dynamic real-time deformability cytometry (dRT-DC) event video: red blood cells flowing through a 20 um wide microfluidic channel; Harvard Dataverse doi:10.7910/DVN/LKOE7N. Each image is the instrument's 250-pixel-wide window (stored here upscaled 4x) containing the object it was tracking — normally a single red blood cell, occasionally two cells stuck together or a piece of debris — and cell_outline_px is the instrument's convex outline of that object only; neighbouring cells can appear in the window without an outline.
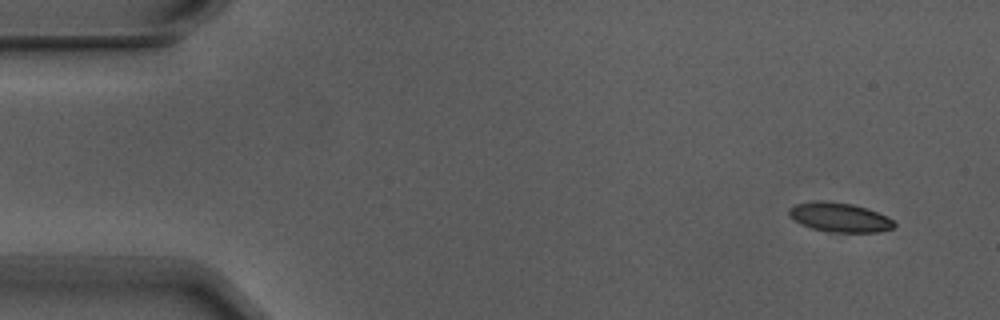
{"species": "Egyptian fruit bat (a non-hibernating species)", "species_latin": "Rousettus aegyptiacus", "temperature_condition": "warm", "stored_images_in_passage": 6, "camera_frame_rate_fps": 3000, "um_per_image_px": 0.085, "animal": {"sex": "male"}, "frame": {"image": 1, "passage_image": 1, "time_ms": 0.0, "image_size_px": [1000, 320], "cell_outline_px": [[896, 224], [892, 228], [880, 232], [828, 232], [812, 228], [800, 224], [788, 216], [788, 208], [796, 204], [852, 204], [868, 208], [888, 216]], "centroid_in_image_um": [71.42, 18.53], "position_along_channel_um": 13.6, "area_um2": 17.28}}
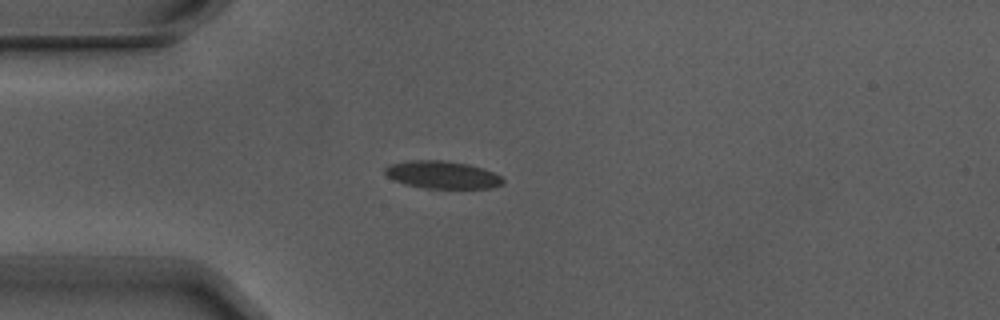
{"frame": {"image": 2, "passage_image": 4, "time_ms": 1.0, "image_size_px": [1000, 320], "cell_outline_px": [[504, 184], [492, 188], [424, 188], [404, 184], [388, 176], [384, 172], [384, 168], [392, 164], [408, 160], [444, 160], [468, 164], [492, 172], [500, 176], [504, 180]], "centroid_in_image_um": [37.6, 14.86], "position_along_channel_um": 47.4, "area_um2": 18.84}}